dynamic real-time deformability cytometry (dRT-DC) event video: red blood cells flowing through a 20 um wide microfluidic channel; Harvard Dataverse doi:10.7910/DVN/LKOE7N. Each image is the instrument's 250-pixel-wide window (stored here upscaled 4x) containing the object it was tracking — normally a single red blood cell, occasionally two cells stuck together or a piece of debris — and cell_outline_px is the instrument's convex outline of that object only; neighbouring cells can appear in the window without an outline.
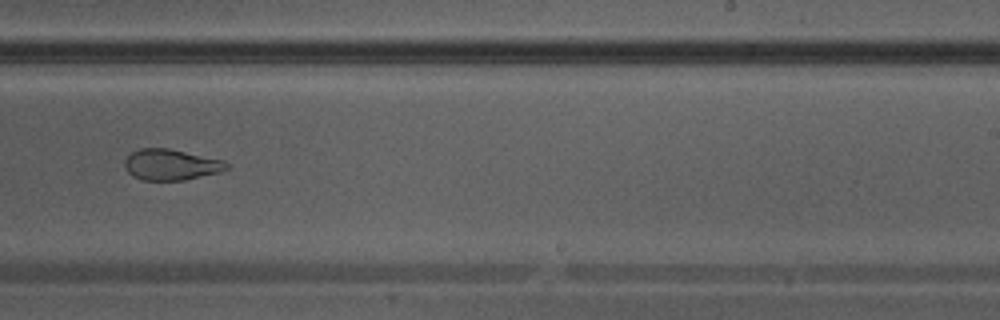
{"species": "Egyptian fruit bat (a non-hibernating species)", "species_latin": "Rousettus aegyptiacus", "temperature_condition": "warm", "stored_images_in_passage": 36, "camera_frame_rate_fps": 3000, "um_per_image_px": 0.085, "animal": {"sex": "male"}, "frame": {"image": 1, "passage_image": 24, "time_ms": 7.667, "image_size_px": [1000, 320], "cell_outline_px": [[228, 168], [220, 172], [184, 180], [144, 180], [132, 176], [124, 168], [124, 160], [132, 152], [140, 148], [168, 148], [224, 160], [228, 164]], "centroid_in_image_um": [14.52, 13.99], "position_along_channel_um": 274.5, "area_um2": 18.38}}